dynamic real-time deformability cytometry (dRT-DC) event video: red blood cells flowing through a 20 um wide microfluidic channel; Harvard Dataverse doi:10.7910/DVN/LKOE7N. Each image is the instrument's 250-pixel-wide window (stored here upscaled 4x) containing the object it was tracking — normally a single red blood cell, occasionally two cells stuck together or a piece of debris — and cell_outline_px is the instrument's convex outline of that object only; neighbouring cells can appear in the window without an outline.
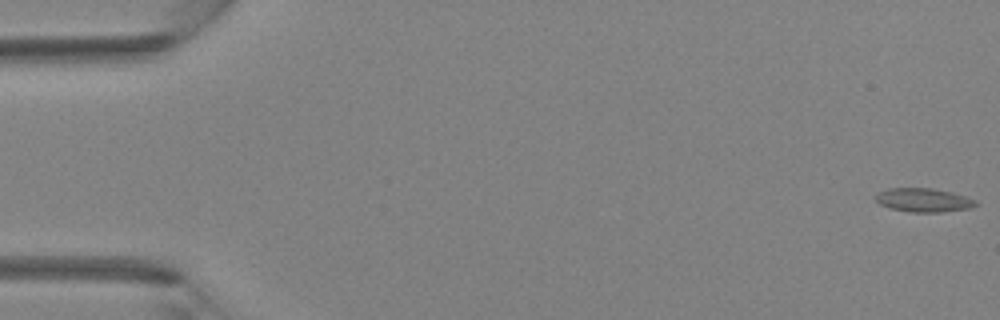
{"species": "Egyptian fruit bat (a non-hibernating species)", "species_latin": "Rousettus aegyptiacus", "temperature_condition": "room temperature", "stored_images_in_passage": 45, "camera_frame_rate_fps": 3000, "um_per_image_px": 0.085, "animal": {"sex": "female"}, "frame": {"image": 1, "passage_image": 1, "time_ms": 0.0, "image_size_px": [1000, 320], "cell_outline_px": [[976, 204], [968, 208], [940, 212], [908, 212], [888, 208], [880, 204], [876, 200], [876, 192], [888, 188], [932, 188], [952, 192], [976, 200]], "centroid_in_image_um": [78.43, 17.0], "position_along_channel_um": 6.6, "area_um2": 13.81}}
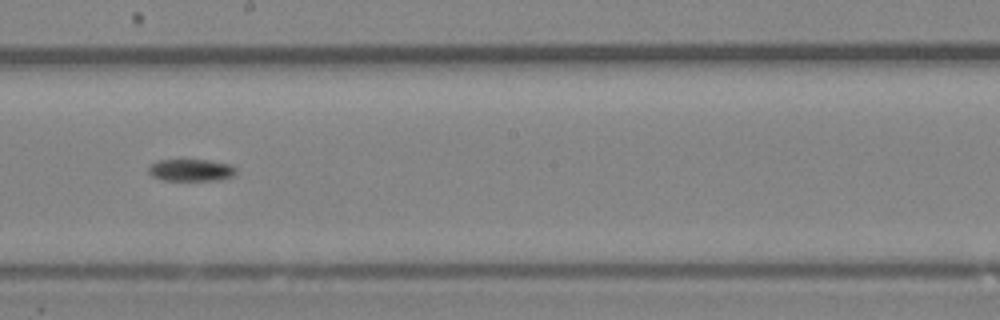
{"frame": {"image": 2, "passage_image": 26, "time_ms": 8.333, "image_size_px": [1000, 320], "cell_outline_px": [[236, 176], [220, 180], [164, 180], [152, 176], [148, 172], [148, 164], [160, 160], [208, 160], [232, 164], [236, 168]], "centroid_in_image_um": [16.27, 14.46], "position_along_channel_um": 231.9, "area_um2": 11.44}}
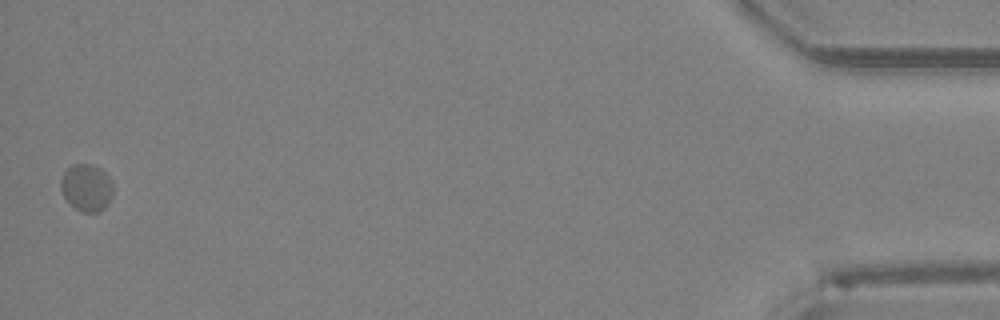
{"frame": {"image": 3, "passage_image": 45, "time_ms": 14.667, "image_size_px": [1000, 320], "cell_outline_px": [[112, 196], [108, 204], [100, 212], [84, 212], [68, 204], [60, 188], [60, 180], [64, 172], [72, 164], [92, 164], [100, 168], [112, 180]], "centroid_in_image_um": [7.35, 15.95], "position_along_channel_um": 427.8, "area_um2": 14.51}}